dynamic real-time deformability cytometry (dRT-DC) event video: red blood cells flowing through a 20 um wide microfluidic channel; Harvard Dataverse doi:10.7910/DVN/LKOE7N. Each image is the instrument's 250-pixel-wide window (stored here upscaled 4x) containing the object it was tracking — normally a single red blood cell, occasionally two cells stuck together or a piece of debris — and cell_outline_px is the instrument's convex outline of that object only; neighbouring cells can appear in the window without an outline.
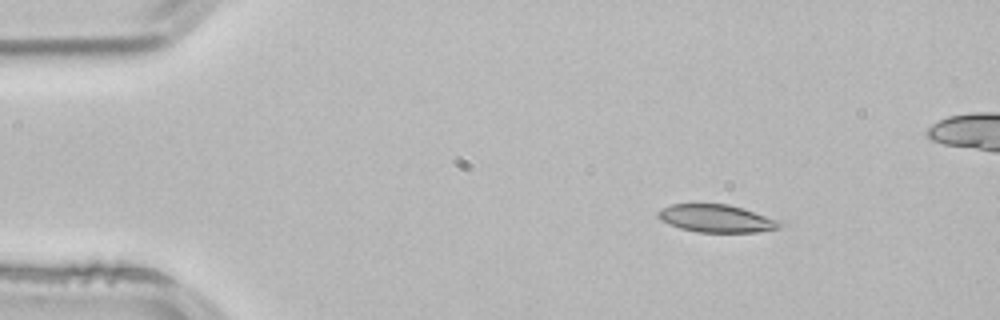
{"species": "common noctule bat (a hibernating species)", "species_latin": "Nyctalus noctula", "temperature_condition": "room temperature", "stored_images_in_passage": 3, "camera_frame_rate_fps": 3000, "um_per_image_px": 0.085, "animal": {"sex": "male", "body_mass_g": 21.5, "forearm_length_mm": 52.0}, "frame": {"image": 1, "passage_image": 1, "time_ms": 0.0, "image_size_px": [1000, 320], "cell_outline_px": [[784, 224], [780, 228], [756, 232], [696, 232], [680, 228], [668, 224], [660, 220], [656, 216], [656, 212], [672, 204], [728, 204], [776, 220]], "centroid_in_image_um": [60.83, 18.58], "position_along_channel_um": 24.2, "area_um2": 19.36}}